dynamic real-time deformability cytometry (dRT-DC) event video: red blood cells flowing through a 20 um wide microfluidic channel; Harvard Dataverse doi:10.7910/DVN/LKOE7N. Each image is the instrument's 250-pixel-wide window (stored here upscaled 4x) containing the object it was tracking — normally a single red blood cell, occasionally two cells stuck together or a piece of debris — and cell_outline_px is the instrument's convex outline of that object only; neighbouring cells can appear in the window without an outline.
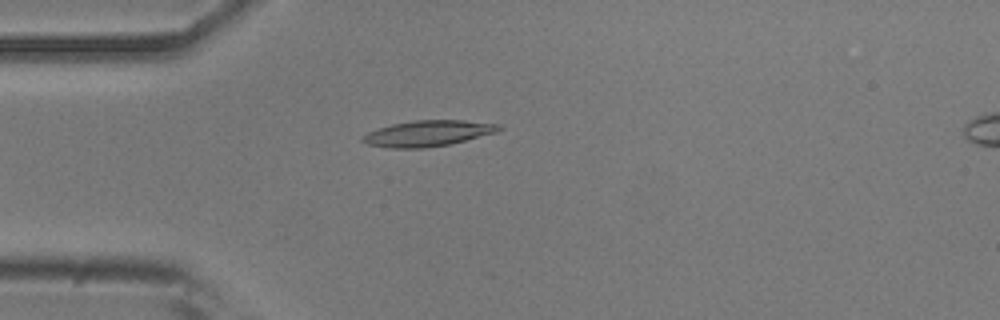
{"species": "common noctule bat (a hibernating species)", "species_latin": "Nyctalus noctula", "temperature_condition": "room temperature", "stored_images_in_passage": 52, "camera_frame_rate_fps": 3000, "um_per_image_px": 0.085, "animal": {"sex": "male", "body_mass_g": 20.5, "forearm_length_mm": 52.5}, "frame": {"image": 1, "passage_image": 13, "time_ms": 4.0, "image_size_px": [1000, 320], "cell_outline_px": [[504, 128], [496, 132], [448, 144], [424, 148], [388, 148], [368, 144], [360, 140], [360, 136], [368, 132], [392, 124], [416, 120], [464, 120], [500, 124]], "centroid_in_image_um": [36.35, 11.33], "position_along_channel_um": 48.7, "area_um2": 20.4}}
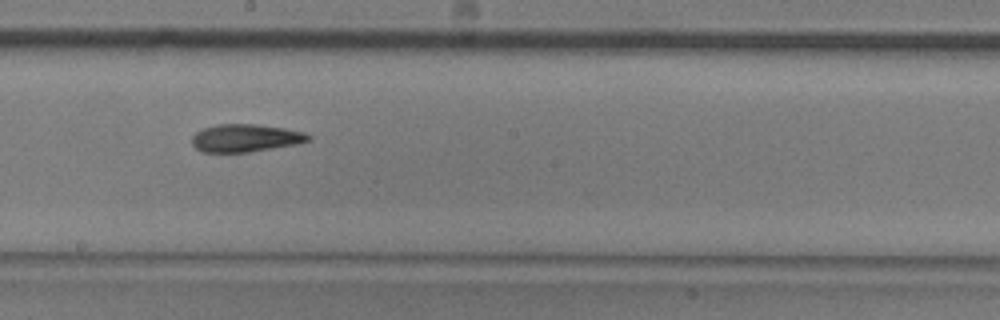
{"frame": {"image": 2, "passage_image": 28, "time_ms": 9.0, "image_size_px": [1000, 320], "cell_outline_px": [[312, 140], [296, 144], [248, 152], [200, 152], [192, 144], [192, 136], [196, 132], [204, 128], [216, 124], [256, 124], [284, 128], [304, 132], [312, 136]], "centroid_in_image_um": [20.87, 11.73], "position_along_channel_um": 227.3, "area_um2": 18.84}}
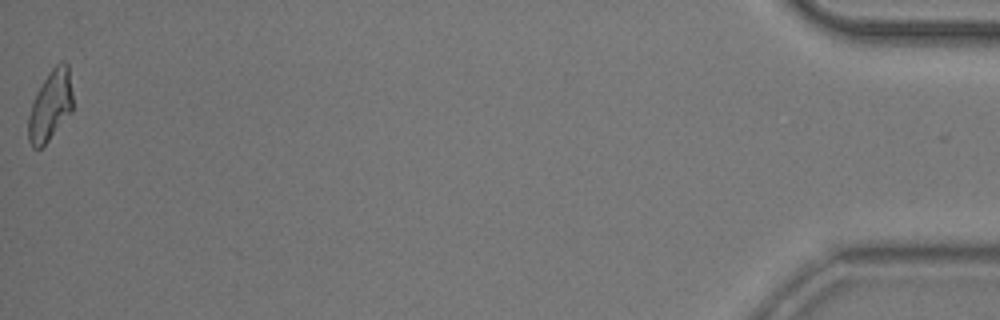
{"frame": {"image": 3, "passage_image": 52, "time_ms": 17.0, "image_size_px": [1000, 320], "cell_outline_px": [[72, 112], [48, 140], [40, 148], [32, 148], [28, 140], [28, 116], [32, 104], [48, 72], [60, 60], [68, 64], [72, 92]], "centroid_in_image_um": [4.29, 8.97], "position_along_channel_um": 430.9, "area_um2": 17.98}, "authors_computed_cell_mechanics": {"area_um2": 19.074, "velocity_mm_per_s": 3.7849, "shape_relaxation_time_tau1_ms": 4.9662, "shape_relaxation_time_tau2_ms": 2.8921, "deformation_change_tau1": 0.1589, "deformation_change_tau2": 0.0901}}